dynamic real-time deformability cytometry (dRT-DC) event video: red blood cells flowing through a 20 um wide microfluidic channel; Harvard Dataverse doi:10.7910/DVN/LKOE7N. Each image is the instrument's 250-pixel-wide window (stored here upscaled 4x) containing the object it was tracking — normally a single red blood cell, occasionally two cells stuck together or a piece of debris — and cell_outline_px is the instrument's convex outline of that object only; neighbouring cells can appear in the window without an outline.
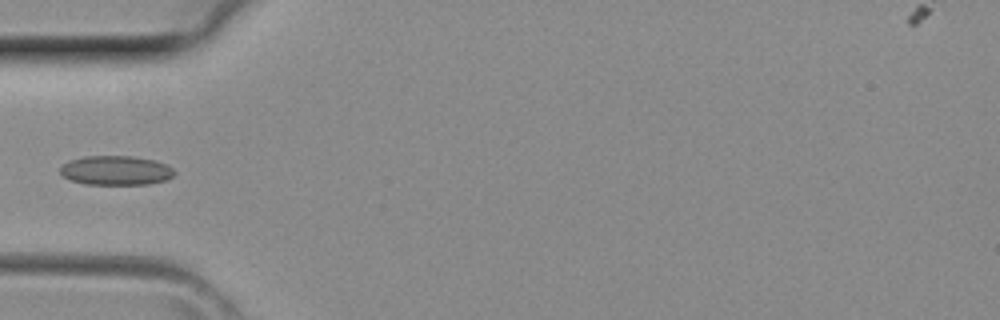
{"species": "common noctule bat (a hibernating species)", "species_latin": "Nyctalus noctula", "temperature_condition": "room temperature", "stored_images_in_passage": 3, "camera_frame_rate_fps": 3000, "um_per_image_px": 0.085, "animal": {"sex": "female", "body_mass_g": 29.2, "forearm_length_mm": 56.3}, "frame": {"image": 1, "passage_image": 3, "time_ms": 0.667, "image_size_px": [1000, 320], "cell_outline_px": [[176, 172], [168, 180], [148, 184], [84, 184], [72, 180], [64, 176], [60, 172], [60, 168], [68, 160], [84, 156], [132, 156], [152, 160], [168, 164]], "centroid_in_image_um": [9.87, 14.48], "position_along_channel_um": 75.1, "area_um2": 19.54}}